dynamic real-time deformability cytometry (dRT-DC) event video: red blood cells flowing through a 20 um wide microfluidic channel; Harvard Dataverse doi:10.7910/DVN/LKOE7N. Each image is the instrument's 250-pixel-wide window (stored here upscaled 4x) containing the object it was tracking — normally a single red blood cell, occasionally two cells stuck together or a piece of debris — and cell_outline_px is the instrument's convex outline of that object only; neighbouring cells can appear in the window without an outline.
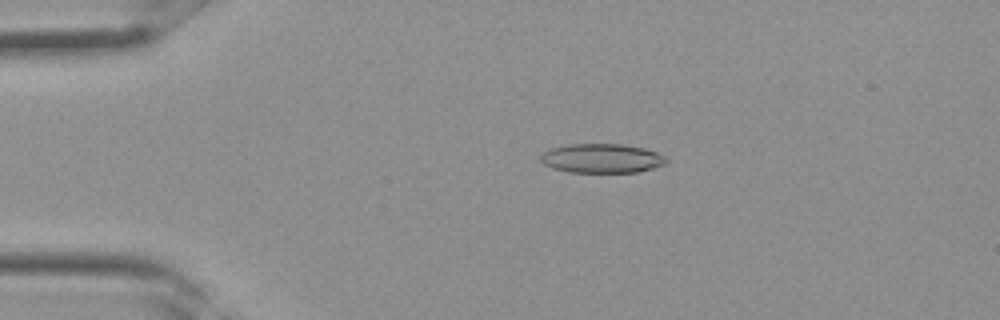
{"species": "Egyptian fruit bat (a non-hibernating species)", "species_latin": "Rousettus aegyptiacus", "temperature_condition": "room temperature", "stored_images_in_passage": 30, "camera_frame_rate_fps": 3000, "um_per_image_px": 0.085, "frame": {"image": 1, "passage_image": 3, "time_ms": 0.667, "image_size_px": [1000, 320], "cell_outline_px": [[668, 160], [664, 164], [640, 172], [568, 172], [552, 168], [544, 164], [540, 160], [540, 156], [544, 152], [552, 148], [568, 144], [624, 144], [644, 148], [656, 152], [664, 156]], "centroid_in_image_um": [51.15, 13.46], "position_along_channel_um": 33.9, "area_um2": 21.39}}
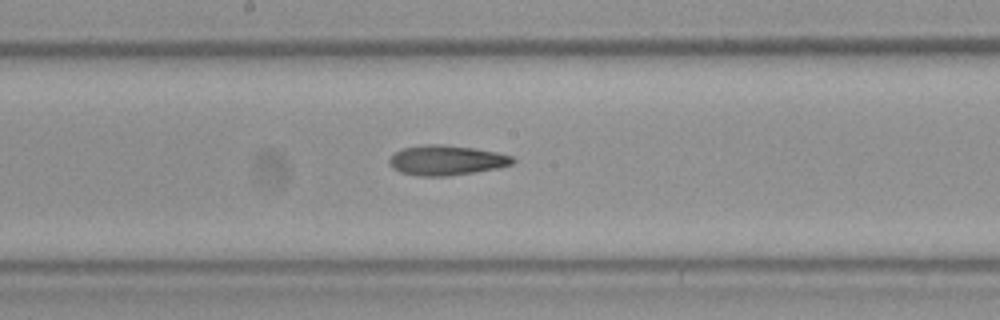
{"frame": {"image": 2, "passage_image": 14, "time_ms": 4.333, "image_size_px": [1000, 320], "cell_outline_px": [[516, 160], [512, 164], [500, 168], [476, 172], [448, 176], [420, 176], [400, 172], [392, 168], [388, 164], [388, 160], [396, 152], [404, 148], [424, 144], [440, 144], [476, 148], [496, 152], [512, 156]], "centroid_in_image_um": [37.96, 13.62], "position_along_channel_um": 210.2, "area_um2": 21.68}}
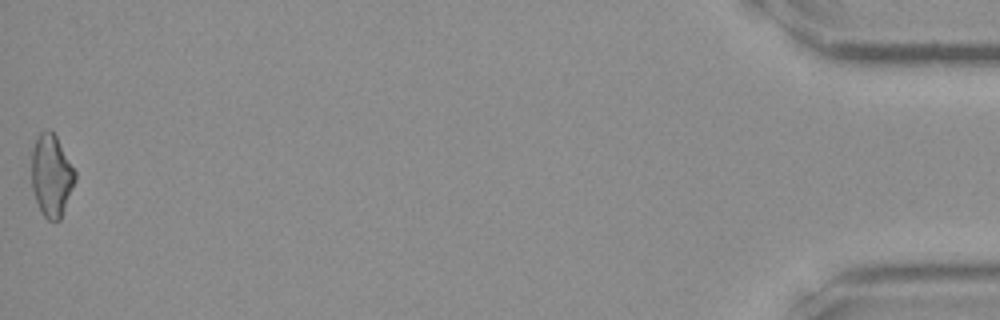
{"frame": {"image": 3, "passage_image": 30, "time_ms": 9.667, "image_size_px": [1000, 320], "cell_outline_px": [[76, 180], [60, 220], [48, 220], [44, 216], [36, 200], [32, 188], [32, 148], [40, 132], [48, 128], [56, 136], [76, 172]], "centroid_in_image_um": [4.38, 14.91], "position_along_channel_um": 430.8, "area_um2": 20.63}}